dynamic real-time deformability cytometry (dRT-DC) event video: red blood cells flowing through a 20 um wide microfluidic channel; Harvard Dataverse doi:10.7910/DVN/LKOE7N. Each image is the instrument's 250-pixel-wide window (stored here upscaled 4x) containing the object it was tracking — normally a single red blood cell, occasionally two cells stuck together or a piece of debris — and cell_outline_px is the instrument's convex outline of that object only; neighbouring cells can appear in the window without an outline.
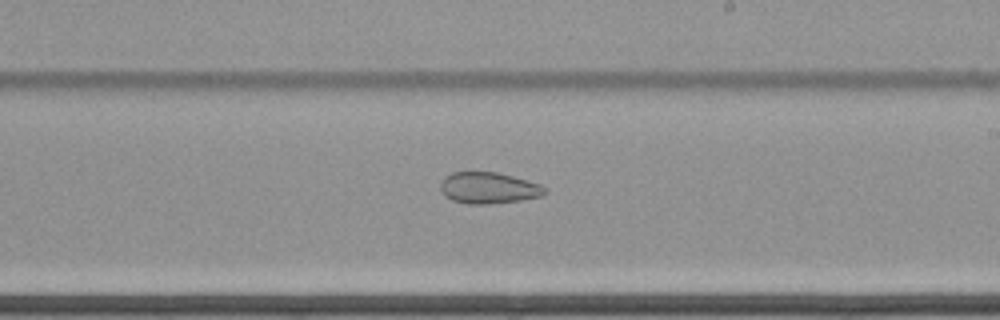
{"species": "common noctule bat (a hibernating species)", "species_latin": "Nyctalus noctula", "temperature_condition": "cold", "stored_images_in_passage": 47, "camera_frame_rate_fps": 3000, "um_per_image_px": 0.085, "animal": {"sex": "female", "body_mass_g": 22.7, "forearm_length_mm": 54.2}, "frame": {"image": 1, "passage_image": 34, "time_ms": 11.0, "image_size_px": [1000, 320], "cell_outline_px": [[548, 192], [540, 196], [520, 200], [492, 204], [468, 204], [452, 200], [444, 196], [440, 188], [440, 184], [444, 176], [452, 172], [496, 172], [528, 180], [540, 184]], "centroid_in_image_um": [41.5, 15.97], "position_along_channel_um": 247.5, "area_um2": 19.13}}